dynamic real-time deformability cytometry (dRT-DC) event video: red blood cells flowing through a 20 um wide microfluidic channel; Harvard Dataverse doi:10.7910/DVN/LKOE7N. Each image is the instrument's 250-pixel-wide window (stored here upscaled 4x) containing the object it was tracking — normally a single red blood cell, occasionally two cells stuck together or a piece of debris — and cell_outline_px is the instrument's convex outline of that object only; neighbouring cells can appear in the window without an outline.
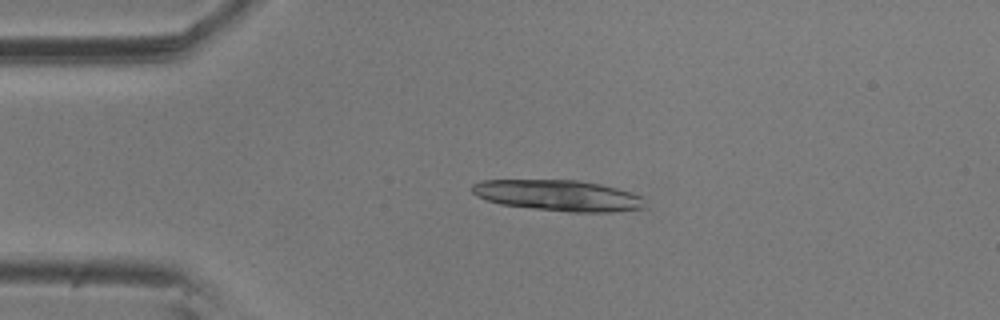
{"species": "common noctule bat (a hibernating species)", "species_latin": "Nyctalus noctula", "temperature_condition": "room temperature", "stored_images_in_passage": 5, "camera_frame_rate_fps": 3000, "um_per_image_px": 0.085, "animal": {"sex": "male", "body_mass_g": 20.5, "forearm_length_mm": 52.5}, "frame": {"image": 1, "passage_image": 4, "time_ms": 1.0, "image_size_px": [1000, 320], "cell_outline_px": [[648, 208], [612, 212], [568, 212], [500, 204], [476, 196], [472, 192], [472, 184], [484, 180], [580, 180], [600, 184], [632, 192], [640, 196]], "centroid_in_image_um": [47.49, 16.62], "position_along_channel_um": 37.5, "area_um2": 31.21}}